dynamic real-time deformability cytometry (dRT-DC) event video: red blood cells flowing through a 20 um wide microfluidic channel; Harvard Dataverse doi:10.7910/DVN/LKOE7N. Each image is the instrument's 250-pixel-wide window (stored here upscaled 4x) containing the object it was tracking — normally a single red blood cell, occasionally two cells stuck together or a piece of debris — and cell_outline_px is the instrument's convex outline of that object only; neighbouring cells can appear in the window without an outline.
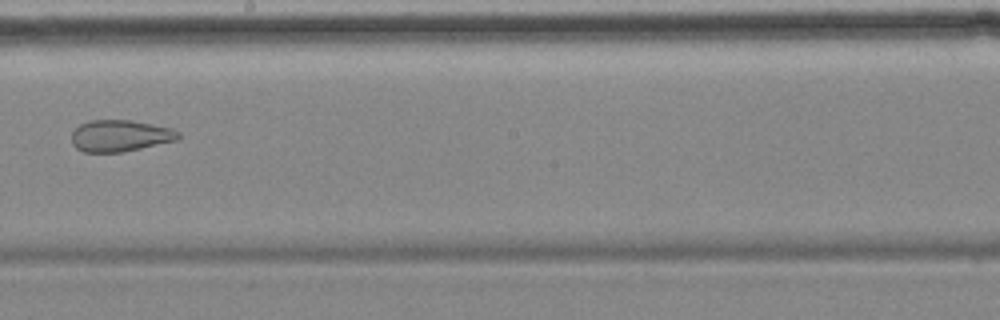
{"species": "common noctule bat (a hibernating species)", "species_latin": "Nyctalus noctula", "temperature_condition": "cold", "stored_images_in_passage": 9, "camera_frame_rate_fps": 3000, "um_per_image_px": 0.085, "animal": {"sex": "female", "body_mass_g": 18.4}, "frame": {"image": 1, "passage_image": 8, "time_ms": 8.333, "image_size_px": [1000, 320], "cell_outline_px": [[180, 140], [120, 152], [84, 152], [76, 148], [72, 144], [72, 132], [80, 124], [88, 120], [128, 120], [152, 124], [172, 128], [180, 132]], "centroid_in_image_um": [10.22, 11.54], "position_along_channel_um": 238.0, "area_um2": 19.71}}